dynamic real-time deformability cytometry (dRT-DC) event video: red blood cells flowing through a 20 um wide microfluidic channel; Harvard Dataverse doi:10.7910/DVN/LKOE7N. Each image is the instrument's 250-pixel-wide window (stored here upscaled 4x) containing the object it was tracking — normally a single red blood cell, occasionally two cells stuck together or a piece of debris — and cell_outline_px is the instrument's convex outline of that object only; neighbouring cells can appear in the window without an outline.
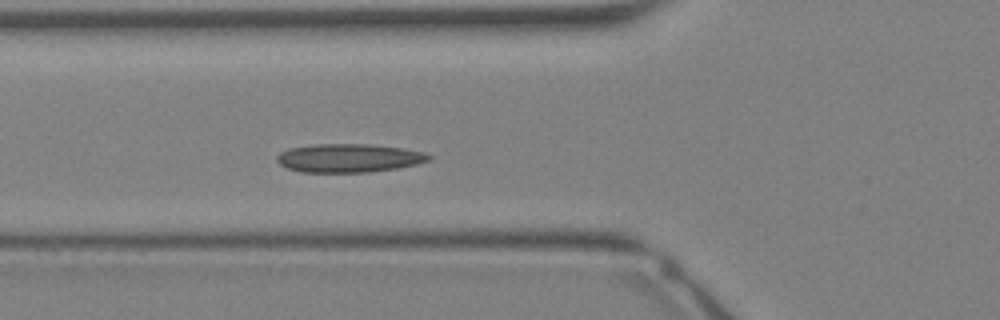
{"species": "Egyptian fruit bat (a non-hibernating species)", "species_latin": "Rousettus aegyptiacus", "temperature_condition": "warm", "stored_images_in_passage": 34, "camera_frame_rate_fps": 3000, "um_per_image_px": 0.085, "animal": {"sex": "female"}, "frame": {"image": 1, "passage_image": 11, "time_ms": 3.333, "image_size_px": [1000, 320], "cell_outline_px": [[432, 160], [400, 168], [368, 172], [300, 172], [288, 168], [280, 164], [276, 160], [276, 156], [280, 152], [288, 148], [312, 144], [368, 144], [404, 148], [424, 152], [432, 156]], "centroid_in_image_um": [29.66, 13.43], "position_along_channel_um": 96.1, "area_um2": 25.49}}
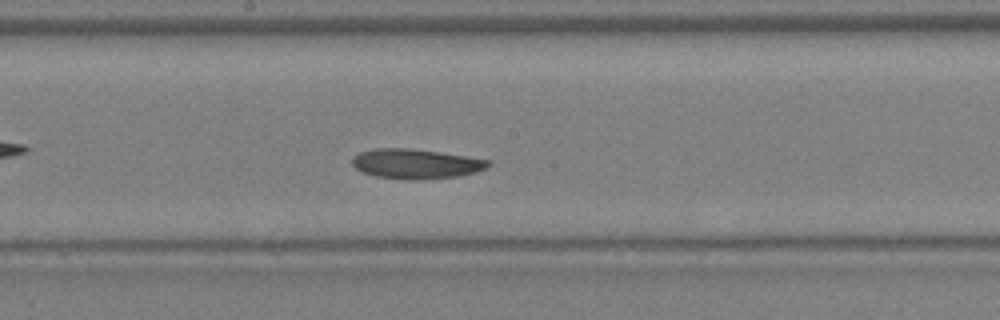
{"frame": {"image": 2, "passage_image": 17, "time_ms": 5.333, "image_size_px": [1000, 320], "cell_outline_px": [[492, 160], [488, 168], [476, 172], [456, 176], [420, 180], [404, 180], [376, 176], [360, 172], [352, 164], [352, 156], [360, 152], [376, 148], [408, 148]], "centroid_in_image_um": [35.32, 13.93], "position_along_channel_um": 212.9, "area_um2": 23.64}}
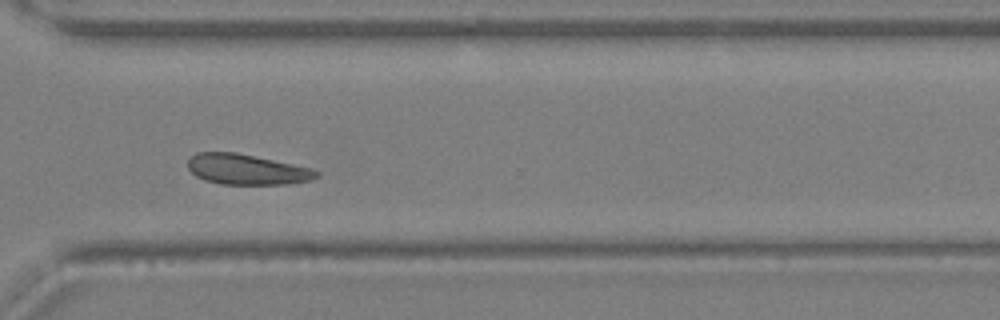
{"frame": {"image": 3, "passage_image": 24, "time_ms": 7.667, "image_size_px": [1000, 320], "cell_outline_px": [[320, 176], [312, 180], [288, 184], [220, 184], [204, 180], [196, 176], [188, 168], [188, 160], [196, 152], [236, 152], [312, 168], [320, 172]], "centroid_in_image_um": [21.0, 14.4], "position_along_channel_um": 349.6, "area_um2": 22.89}}